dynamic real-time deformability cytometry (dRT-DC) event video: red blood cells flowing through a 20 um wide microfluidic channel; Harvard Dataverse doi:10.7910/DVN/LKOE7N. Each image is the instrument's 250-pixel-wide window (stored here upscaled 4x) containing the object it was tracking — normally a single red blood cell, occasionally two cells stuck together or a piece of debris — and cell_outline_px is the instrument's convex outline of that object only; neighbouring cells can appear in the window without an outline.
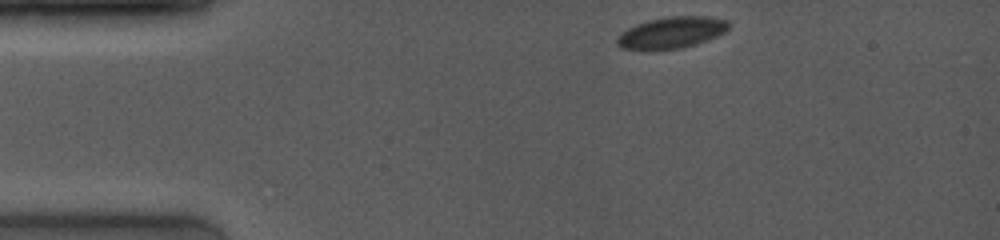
{"species": "common noctule bat (a hibernating species)", "species_latin": "Nyctalus noctula", "temperature_condition": "room temperature", "stored_images_in_passage": 53, "camera_frame_rate_fps": 4000, "um_per_image_px": 0.085, "animal": {"sex": "female", "body_mass_g": 19.0, "forearm_length_mm": 53.3}, "frame": {"image": 1, "passage_image": 1, "time_ms": 0.0, "image_size_px": [1000, 240], "cell_outline_px": [[732, 24], [724, 32], [708, 40], [696, 44], [680, 48], [648, 52], [620, 48], [616, 44], [616, 40], [628, 28], [636, 24], [648, 20], [668, 16], [708, 16], [728, 20]], "centroid_in_image_um": [57.07, 2.79], "position_along_channel_um": 27.9, "area_um2": 20.92}}
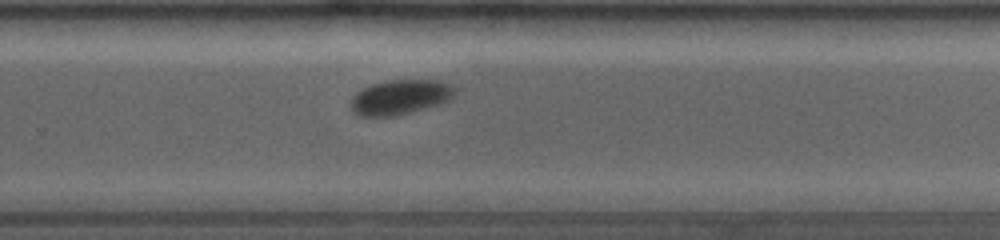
{"frame": {"image": 2, "passage_image": 31, "time_ms": 8.25, "image_size_px": [1000, 240], "cell_outline_px": [[452, 96], [448, 100], [440, 104], [392, 116], [360, 116], [352, 112], [348, 104], [352, 96], [356, 92], [372, 84], [384, 80], [440, 80], [452, 84]], "centroid_in_image_um": [33.93, 8.25], "position_along_channel_um": 295.9, "area_um2": 21.04}}
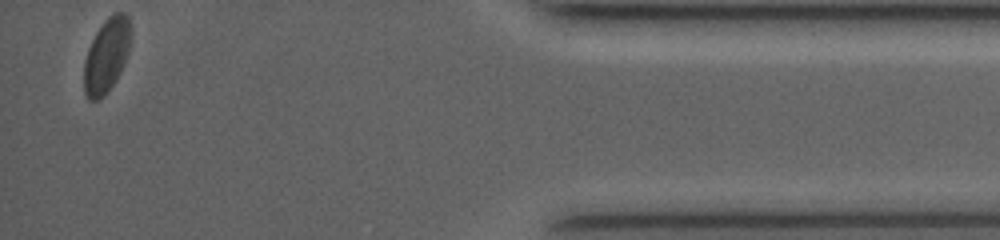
{"frame": {"image": 3, "passage_image": 53, "time_ms": 12.75, "image_size_px": [1000, 240], "cell_outline_px": [[132, 36], [128, 52], [120, 72], [104, 96], [100, 100], [88, 100], [84, 92], [84, 60], [88, 48], [96, 32], [104, 20], [108, 16], [116, 12], [124, 12], [128, 16], [132, 28]], "centroid_in_image_um": [9.07, 4.68], "position_along_channel_um": 426.1, "area_um2": 20.4}, "authors_computed_cell_mechanics": {"area_um2": 21.7328, "velocity_mm_per_s": 3.9905, "shape_relaxation_time_tau1_ms": 6.5228, "shape_relaxation_time_tau2_ms": null, "deformation_change_tau1": 0.1286, "deformation_change_tau2": null}}